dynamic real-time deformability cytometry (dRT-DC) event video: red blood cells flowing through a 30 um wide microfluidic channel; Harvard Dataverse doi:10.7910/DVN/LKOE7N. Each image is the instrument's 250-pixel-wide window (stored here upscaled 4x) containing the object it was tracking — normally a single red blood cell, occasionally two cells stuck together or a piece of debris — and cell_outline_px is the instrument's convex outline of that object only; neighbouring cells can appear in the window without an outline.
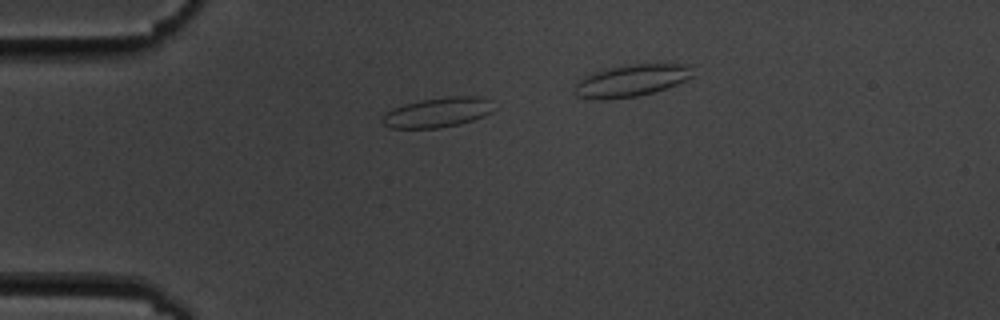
{"species": "common noctule bat (a hibernating species)", "species_latin": "Nyctalus noctula", "temperature_condition": "cold", "stored_images_in_passage": 2, "camera_frame_rate_fps": 3000, "um_per_image_px": 0.085, "animal": {"sex": "male", "body_mass_g": 19.5, "forearm_length_mm": 54.6}, "frame": {"image": 1, "passage_image": 1, "time_ms": 0.0, "image_size_px": [1000, 320], "cell_outline_px": [[496, 108], [492, 112], [484, 116], [460, 124], [440, 128], [392, 128], [384, 124], [380, 120], [392, 108], [404, 104], [420, 100], [448, 96], [484, 96], [492, 100]], "centroid_in_image_um": [37.28, 9.54], "position_along_channel_um": 47.7, "area_um2": 19.65}}